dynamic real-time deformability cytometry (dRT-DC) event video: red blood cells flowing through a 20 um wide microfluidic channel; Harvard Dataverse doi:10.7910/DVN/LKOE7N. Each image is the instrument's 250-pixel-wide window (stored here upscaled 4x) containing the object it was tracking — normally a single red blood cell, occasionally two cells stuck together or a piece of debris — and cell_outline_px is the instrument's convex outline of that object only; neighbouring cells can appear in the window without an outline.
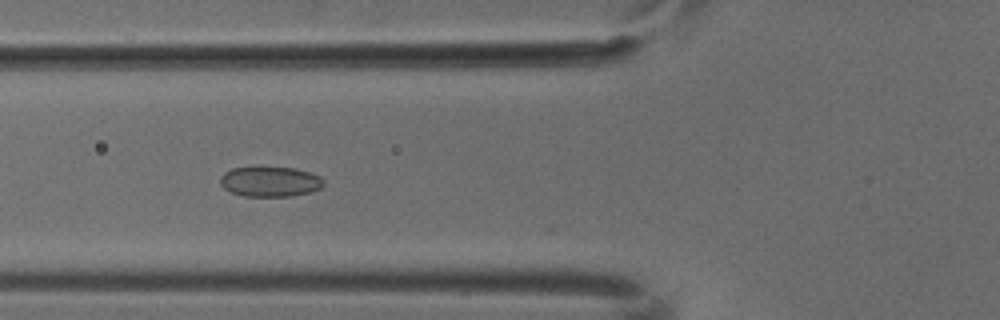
{"species": "common noctule bat (a hibernating species)", "species_latin": "Nyctalus noctula", "temperature_condition": "cold", "stored_images_in_passage": 7, "camera_frame_rate_fps": 3000, "um_per_image_px": 0.085, "animal": {"sex": "male", "body_mass_g": 18.8}, "frame": {"image": 1, "passage_image": 5, "time_ms": 1.333, "image_size_px": [1000, 320], "cell_outline_px": [[324, 184], [320, 188], [308, 192], [292, 196], [244, 196], [232, 192], [224, 188], [220, 184], [220, 176], [224, 172], [232, 168], [252, 164], [260, 164], [296, 168], [320, 176], [324, 180]], "centroid_in_image_um": [22.91, 15.37], "position_along_channel_um": 102.9, "area_um2": 18.96}}
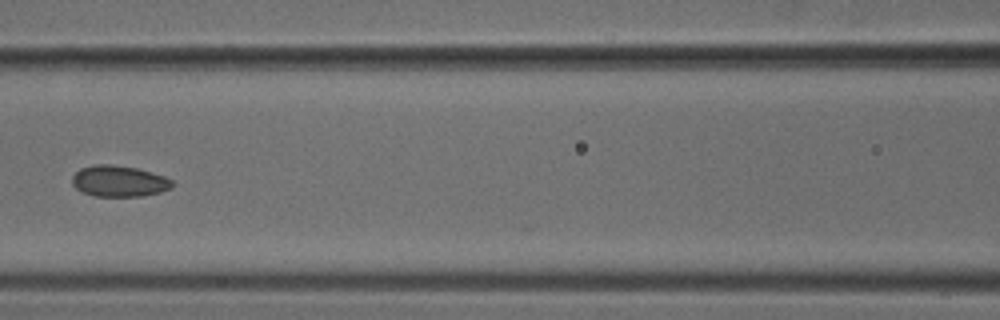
{"frame": {"image": 2, "passage_image": 6, "time_ms": 1.667, "image_size_px": [1000, 320], "cell_outline_px": [[172, 188], [160, 192], [140, 196], [96, 196], [84, 192], [76, 188], [72, 184], [72, 176], [80, 168], [92, 164], [112, 164], [136, 168], [164, 176], [172, 180]], "centroid_in_image_um": [10.1, 15.38], "position_along_channel_um": 156.5, "area_um2": 18.09}}
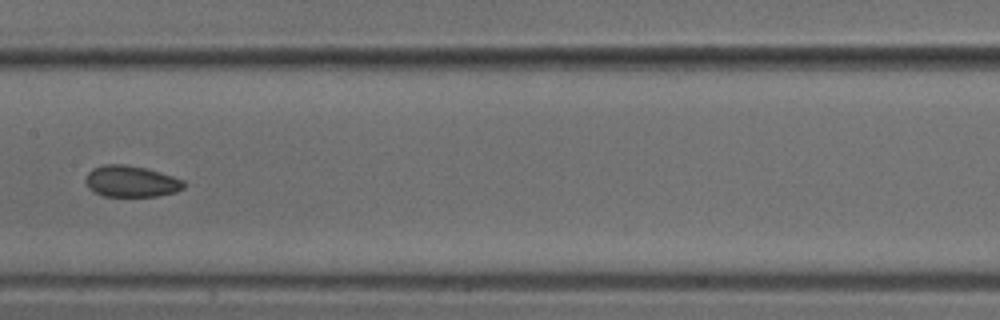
{"frame": {"image": 3, "passage_image": 7, "time_ms": 2.0, "image_size_px": [1000, 320], "cell_outline_px": [[184, 188], [176, 192], [156, 196], [104, 196], [88, 188], [84, 180], [88, 172], [92, 168], [104, 164], [124, 164], [144, 168], [160, 172], [184, 180]], "centroid_in_image_um": [11.13, 15.41], "position_along_channel_um": 196.3, "area_um2": 17.92}}